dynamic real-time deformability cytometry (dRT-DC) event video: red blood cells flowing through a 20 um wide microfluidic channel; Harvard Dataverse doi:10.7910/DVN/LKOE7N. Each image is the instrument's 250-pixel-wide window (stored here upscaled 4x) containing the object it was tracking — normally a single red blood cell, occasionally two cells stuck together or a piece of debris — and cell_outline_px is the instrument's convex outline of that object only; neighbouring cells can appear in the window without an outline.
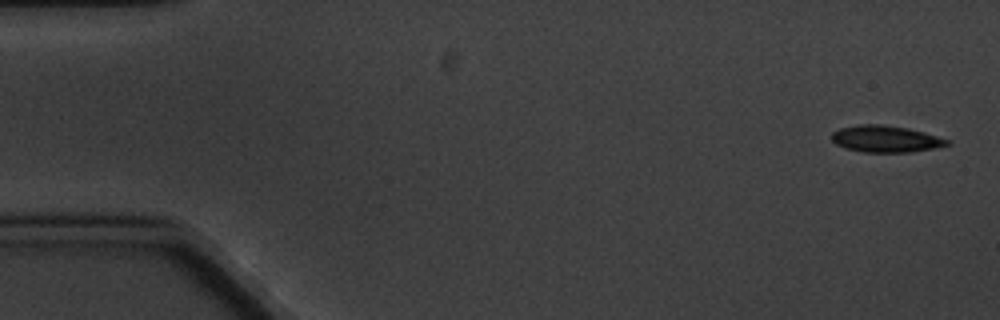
{"species": "common noctule bat (a hibernating species)", "species_latin": "Nyctalus noctula", "temperature_condition": "cold", "stored_images_in_passage": 5, "camera_frame_rate_fps": 3000, "um_per_image_px": 0.085, "animal": {"sex": "male", "body_mass_g": 20.1, "forearm_length_mm": 53.5}, "frame": {"image": 1, "passage_image": 1, "time_ms": 0.0, "image_size_px": [1000, 320], "cell_outline_px": [[948, 144], [932, 148], [908, 152], [864, 152], [844, 148], [836, 144], [832, 140], [832, 132], [840, 128], [860, 124], [880, 124], [908, 128], [924, 132], [948, 140]], "centroid_in_image_um": [75.21, 11.8], "position_along_channel_um": 9.8, "area_um2": 17.69}}
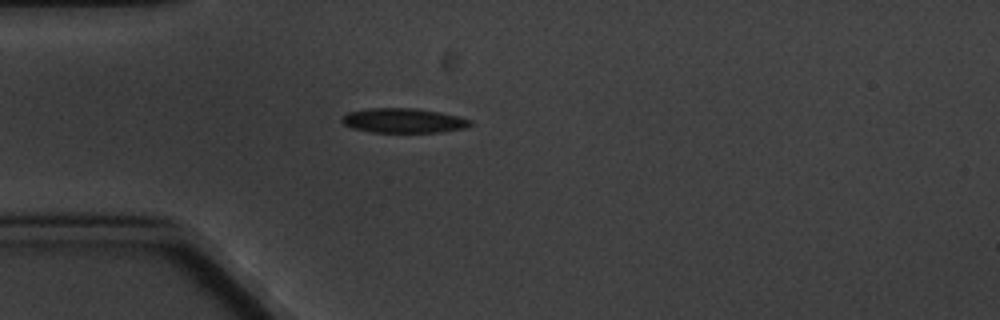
{"frame": {"image": 2, "passage_image": 5, "time_ms": 4.667, "image_size_px": [1000, 320], "cell_outline_px": [[472, 124], [464, 128], [440, 132], [372, 132], [352, 128], [344, 124], [340, 120], [348, 112], [368, 108], [416, 108], [440, 112], [472, 120]], "centroid_in_image_um": [34.28, 10.24], "position_along_channel_um": 50.7, "area_um2": 18.32}}